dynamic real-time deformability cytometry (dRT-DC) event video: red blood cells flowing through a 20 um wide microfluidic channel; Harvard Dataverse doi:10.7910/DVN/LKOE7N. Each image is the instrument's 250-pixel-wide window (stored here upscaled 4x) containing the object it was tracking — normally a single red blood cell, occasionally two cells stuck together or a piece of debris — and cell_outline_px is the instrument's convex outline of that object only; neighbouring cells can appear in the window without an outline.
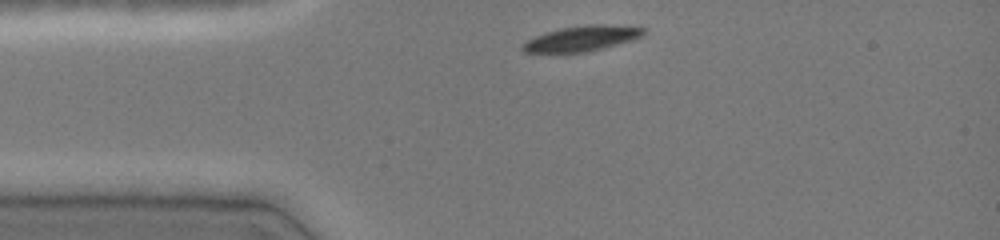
{"species": "common noctule bat (a hibernating species)", "species_latin": "Nyctalus noctula", "temperature_condition": "cold", "stored_images_in_passage": 1, "camera_frame_rate_fps": 3000, "um_per_image_px": 0.085, "animal": {"sex": "female", "body_mass_g": 19.0, "forearm_length_mm": 51.5}, "frame": {"image": 1, "passage_image": 1, "time_ms": 0.0, "image_size_px": [1000, 240], "cell_outline_px": [[648, 32], [632, 40], [604, 48], [588, 52], [560, 56], [524, 52], [520, 48], [520, 44], [544, 32], [560, 28], [588, 24], [604, 24], [648, 28]], "centroid_in_image_um": [49.37, 3.32], "position_along_channel_um": 35.6, "area_um2": 18.9}}